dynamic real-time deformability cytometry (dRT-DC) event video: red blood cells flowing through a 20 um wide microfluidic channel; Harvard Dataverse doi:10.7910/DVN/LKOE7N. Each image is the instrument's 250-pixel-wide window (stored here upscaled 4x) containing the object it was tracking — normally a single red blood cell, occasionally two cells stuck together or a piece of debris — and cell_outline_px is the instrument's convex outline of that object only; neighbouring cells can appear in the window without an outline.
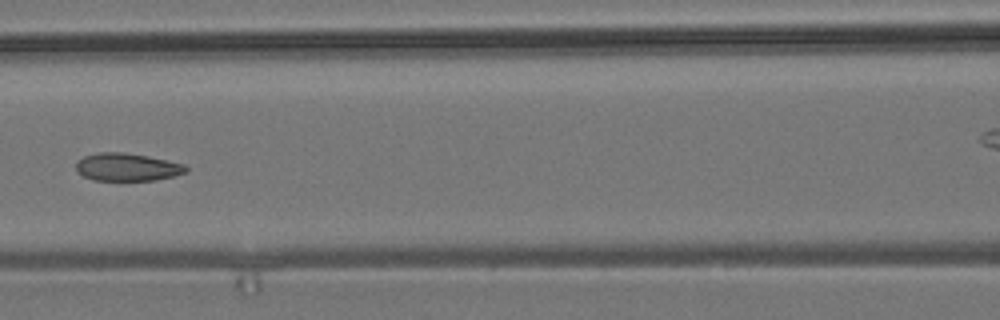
{"species": "common noctule bat (a hibernating species)", "species_latin": "Nyctalus noctula", "temperature_condition": "room temperature", "stored_images_in_passage": 7, "camera_frame_rate_fps": 3000, "um_per_image_px": 0.085, "animal": {"sex": "male", "body_mass_g": 19.2, "forearm_length_mm": 51.8}, "frame": {"image": 1, "passage_image": 6, "time_ms": 6.0, "image_size_px": [1000, 320], "cell_outline_px": [[188, 172], [156, 180], [92, 180], [76, 172], [76, 160], [84, 156], [100, 152], [124, 152], [148, 156], [168, 160], [184, 164], [188, 168]], "centroid_in_image_um": [10.79, 14.2], "position_along_channel_um": 155.8, "area_um2": 17.92}}
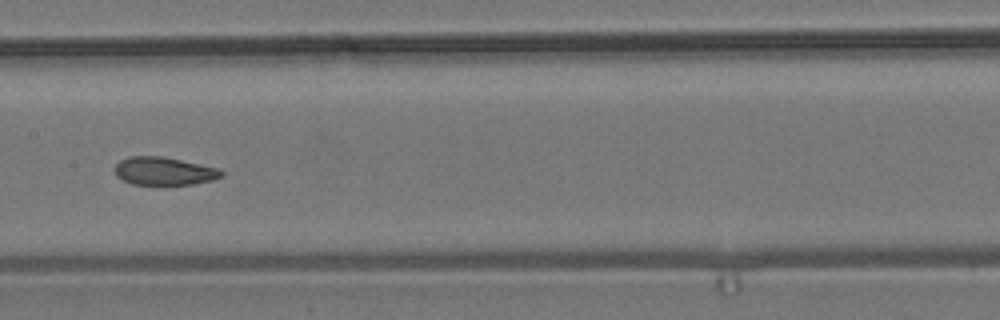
{"frame": {"image": 2, "passage_image": 7, "time_ms": 7.0, "image_size_px": [1000, 320], "cell_outline_px": [[224, 176], [212, 180], [192, 184], [132, 184], [116, 176], [116, 164], [120, 160], [128, 156], [164, 156], [216, 168], [224, 172]], "centroid_in_image_um": [13.94, 14.53], "position_along_channel_um": 193.5, "area_um2": 17.22}}